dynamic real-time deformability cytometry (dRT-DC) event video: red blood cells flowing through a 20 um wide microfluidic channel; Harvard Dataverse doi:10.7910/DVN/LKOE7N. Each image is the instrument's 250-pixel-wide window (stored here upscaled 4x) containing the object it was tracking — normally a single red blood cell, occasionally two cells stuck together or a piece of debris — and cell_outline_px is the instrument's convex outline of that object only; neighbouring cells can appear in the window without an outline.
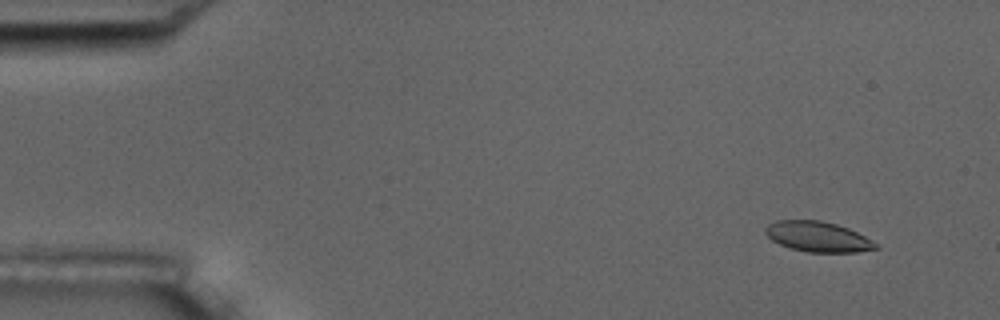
{"species": "common noctule bat (a hibernating species)", "species_latin": "Nyctalus noctula", "temperature_condition": "room temperature", "stored_images_in_passage": 9, "camera_frame_rate_fps": 3000, "um_per_image_px": 0.085, "animal": {"sex": "male", "body_mass_g": 17.5, "forearm_length_mm": 52.3}, "frame": {"image": 1, "passage_image": 2, "time_ms": 1.333, "image_size_px": [1000, 320], "cell_outline_px": [[880, 248], [856, 252], [808, 252], [792, 248], [780, 244], [772, 240], [764, 232], [764, 228], [768, 224], [776, 220], [820, 220], [836, 224], [848, 228], [880, 244]], "centroid_in_image_um": [69.53, 20.11], "position_along_channel_um": 15.5, "area_um2": 19.48}}
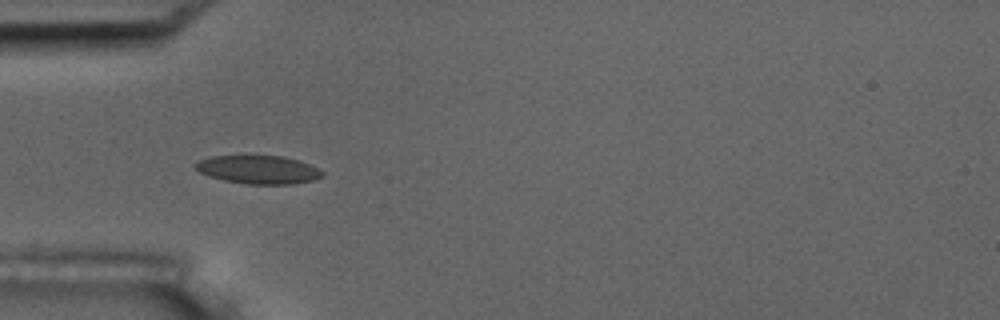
{"frame": {"image": 2, "passage_image": 6, "time_ms": 5.667, "image_size_px": [1000, 320], "cell_outline_px": [[324, 176], [312, 180], [292, 184], [248, 184], [224, 180], [208, 176], [200, 172], [192, 164], [200, 160], [212, 156], [248, 152], [284, 156], [300, 160], [324, 172]], "centroid_in_image_um": [21.92, 14.36], "position_along_channel_um": 63.1, "area_um2": 21.91}}
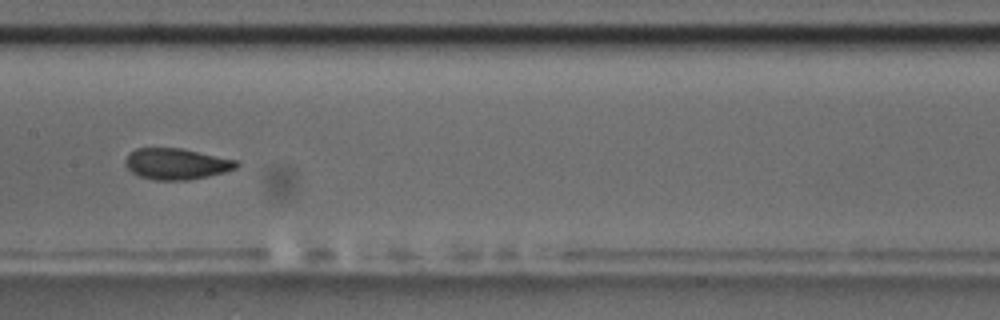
{"frame": {"image": 3, "passage_image": 9, "time_ms": 9.333, "image_size_px": [1000, 320], "cell_outline_px": [[240, 164], [236, 168], [224, 172], [208, 176], [188, 180], [156, 180], [140, 176], [132, 172], [124, 164], [124, 160], [128, 152], [136, 148], [180, 148], [236, 160]], "centroid_in_image_um": [14.96, 13.92], "position_along_channel_um": 192.4, "area_um2": 20.11}}